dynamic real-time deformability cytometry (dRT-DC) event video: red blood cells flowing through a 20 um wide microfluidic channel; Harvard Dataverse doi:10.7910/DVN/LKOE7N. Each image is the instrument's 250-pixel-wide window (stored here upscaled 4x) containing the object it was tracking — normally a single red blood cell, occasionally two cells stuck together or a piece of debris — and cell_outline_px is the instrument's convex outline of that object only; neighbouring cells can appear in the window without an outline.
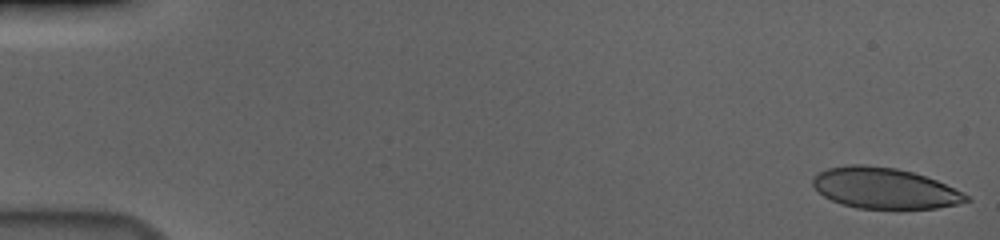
{"species": "human", "species_latin": "Homo sapiens", "temperature_condition": "cold", "stored_images_in_passage": 56, "camera_frame_rate_fps": 3000, "um_per_image_px": 0.085, "donor": {"sex": "male"}, "frame": {"image": 1, "passage_image": 1, "time_ms": 0.0, "image_size_px": [1000, 240], "cell_outline_px": [[972, 200], [956, 204], [936, 208], [856, 208], [832, 200], [824, 196], [812, 184], [812, 180], [820, 172], [828, 168], [852, 164], [864, 164], [896, 168], [912, 172], [936, 180], [968, 196]], "centroid_in_image_um": [75.17, 15.99], "position_along_channel_um": 9.8, "area_um2": 35.89}}
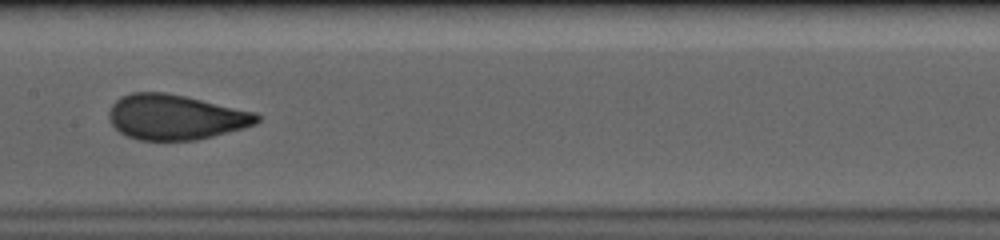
{"frame": {"image": 2, "passage_image": 29, "time_ms": 9.333, "image_size_px": [1000, 240], "cell_outline_px": [[260, 120], [256, 124], [244, 128], [196, 140], [140, 140], [128, 136], [120, 132], [112, 124], [108, 116], [108, 112], [112, 104], [120, 96], [132, 92], [164, 92], [184, 96], [256, 112], [260, 116]], "centroid_in_image_um": [14.91, 9.95], "position_along_channel_um": 192.5, "area_um2": 38.84}}
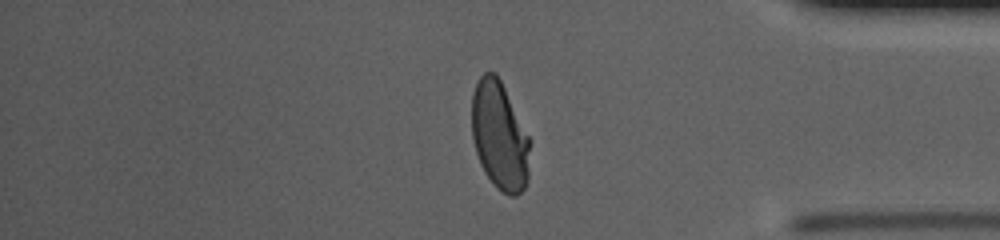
{"frame": {"image": 3, "passage_image": 47, "time_ms": 15.333, "image_size_px": [1000, 240], "cell_outline_px": [[528, 180], [524, 188], [516, 196], [508, 196], [496, 188], [484, 172], [480, 164], [476, 152], [472, 136], [472, 92], [480, 76], [484, 72], [496, 72], [528, 136]], "centroid_in_image_um": [42.43, 11.57], "position_along_channel_um": 392.8, "area_um2": 36.3}, "authors_computed_cell_mechanics": {"area_um2": 37.9746, "velocity_mm_per_s": 3.6758, "shape_relaxation_time_tau1_ms": 4.5767, "shape_relaxation_time_tau2_ms": null, "deformation_change_tau1": 0.1631, "deformation_change_tau2": null}}